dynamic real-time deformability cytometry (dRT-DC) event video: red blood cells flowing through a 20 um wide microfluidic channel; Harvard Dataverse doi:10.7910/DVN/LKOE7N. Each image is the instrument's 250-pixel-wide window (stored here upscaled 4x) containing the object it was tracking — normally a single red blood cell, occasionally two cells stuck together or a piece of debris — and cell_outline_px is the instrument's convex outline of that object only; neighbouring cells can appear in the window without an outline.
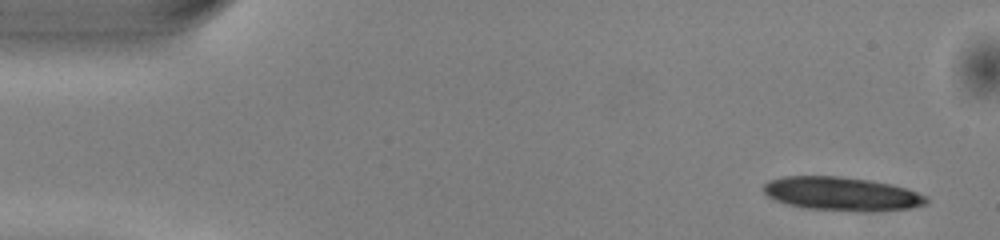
{"species": "common noctule bat (a hibernating species)", "species_latin": "Nyctalus noctula", "temperature_condition": "warm", "stored_images_in_passage": 49, "camera_frame_rate_fps": 3000, "um_per_image_px": 0.085, "animal": {"sex": "male", "body_mass_g": 13.0, "forearm_length_mm": 53.1}, "frame": {"image": 1, "passage_image": 1, "time_ms": 0.0, "image_size_px": [1000, 240], "cell_outline_px": [[928, 204], [912, 208], [808, 208], [788, 204], [776, 200], [768, 196], [764, 192], [764, 184], [768, 180], [784, 176], [840, 176], [872, 180], [892, 184], [928, 196]], "centroid_in_image_um": [71.51, 16.41], "position_along_channel_um": 13.5, "area_um2": 30.52}}
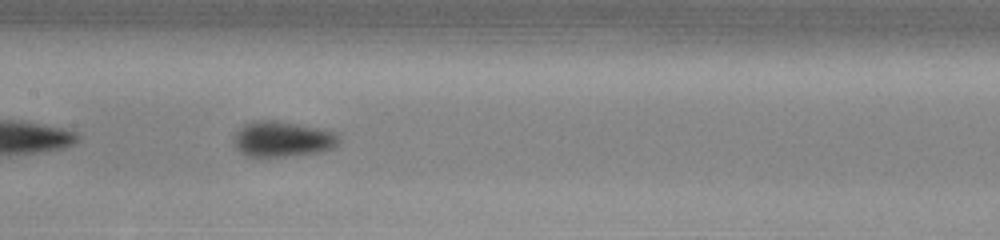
{"frame": {"image": 2, "passage_image": 23, "time_ms": 7.333, "image_size_px": [1000, 240], "cell_outline_px": [[340, 140], [332, 148], [324, 152], [284, 156], [248, 156], [240, 152], [236, 148], [236, 132], [244, 124], [256, 120], [276, 120], [316, 128], [332, 132], [340, 136]], "centroid_in_image_um": [24.02, 11.82], "position_along_channel_um": 183.4, "area_um2": 21.39}}
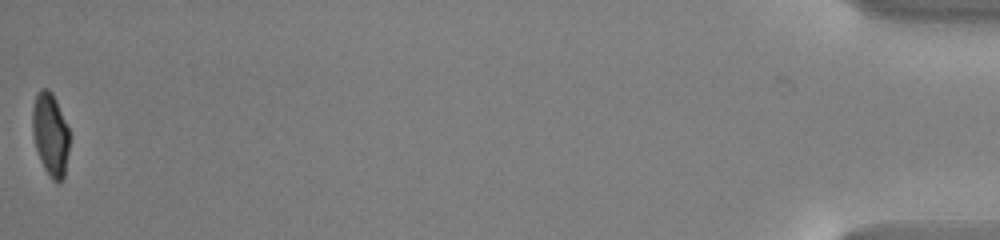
{"frame": {"image": 3, "passage_image": 49, "time_ms": 16.0, "image_size_px": [1000, 240], "cell_outline_px": [[68, 152], [64, 180], [56, 184], [48, 176], [40, 160], [36, 148], [32, 132], [32, 108], [36, 96], [44, 88], [48, 88], [52, 92], [56, 100], [68, 128]], "centroid_in_image_um": [4.28, 11.48], "position_along_channel_um": 430.9, "area_um2": 17.86}, "authors_computed_cell_mechanics": {"area_um2": 20.23, "velocity_mm_per_s": 4.058, "shape_relaxation_time_tau1_ms": 2.4812, "shape_relaxation_time_tau2_ms": null, "deformation_change_tau1": 0.1103, "deformation_change_tau2": null}}